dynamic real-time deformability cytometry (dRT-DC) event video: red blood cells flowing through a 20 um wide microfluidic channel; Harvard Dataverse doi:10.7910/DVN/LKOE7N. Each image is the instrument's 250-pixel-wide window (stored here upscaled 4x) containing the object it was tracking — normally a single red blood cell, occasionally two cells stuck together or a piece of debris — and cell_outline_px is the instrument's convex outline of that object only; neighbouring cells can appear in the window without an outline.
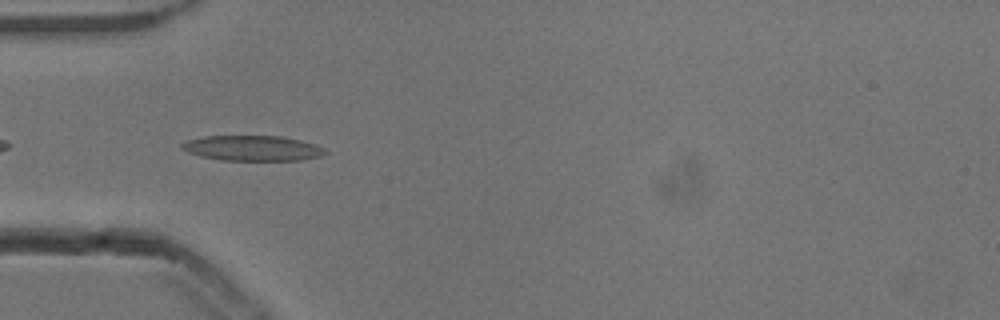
{"species": "common noctule bat (a hibernating species)", "species_latin": "Nyctalus noctula", "temperature_condition": "cold", "stored_images_in_passage": 39, "camera_frame_rate_fps": 3000, "um_per_image_px": 0.085, "animal": {"sex": "male", "body_mass_g": 13.3}, "frame": {"image": 1, "passage_image": 2, "time_ms": 0.333, "image_size_px": [1000, 320], "cell_outline_px": [[328, 152], [320, 156], [300, 160], [220, 160], [200, 156], [188, 152], [180, 148], [180, 144], [188, 140], [204, 136], [280, 136], [300, 140], [316, 144], [324, 148]], "centroid_in_image_um": [21.45, 12.59], "position_along_channel_um": 63.5, "area_um2": 21.1}}
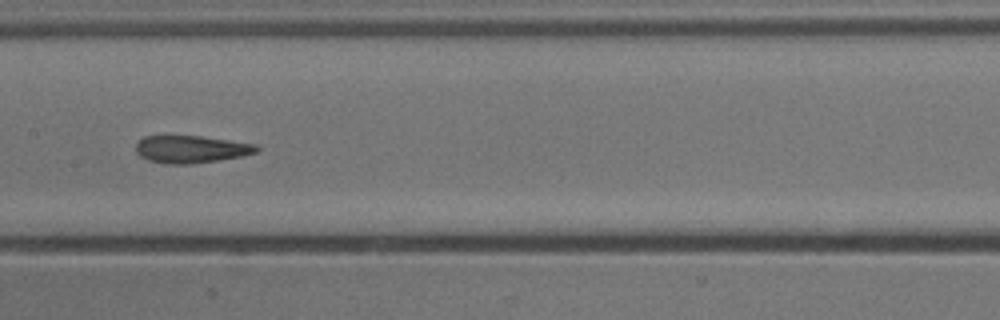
{"frame": {"image": 2, "passage_image": 12, "time_ms": 3.667, "image_size_px": [1000, 320], "cell_outline_px": [[260, 148], [256, 152], [240, 156], [192, 164], [164, 164], [148, 160], [140, 156], [136, 152], [136, 144], [144, 136], [200, 136], [256, 144]], "centroid_in_image_um": [16.21, 12.69], "position_along_channel_um": 191.2, "area_um2": 19.13}}
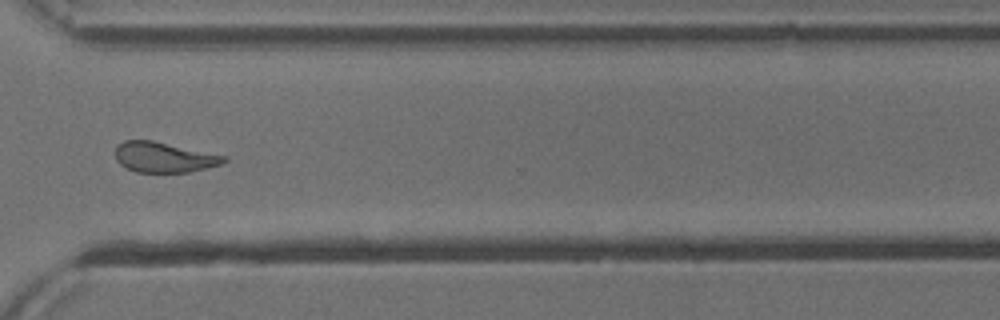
{"frame": {"image": 3, "passage_image": 25, "time_ms": 8.0, "image_size_px": [1000, 320], "cell_outline_px": [[228, 160], [224, 164], [188, 172], [136, 172], [120, 164], [116, 160], [116, 148], [124, 140], [152, 140], [228, 156]], "centroid_in_image_um": [13.99, 13.36], "position_along_channel_um": 356.6, "area_um2": 19.19}, "authors_computed_cell_mechanics": {"area_um2": 20.0566, "velocity_mm_per_s": 3.831, "shape_relaxation_time_tau1_ms": null, "shape_relaxation_time_tau2_ms": 3.0002, "deformation_change_tau1": null, "deformation_change_tau2": 0.1111}}